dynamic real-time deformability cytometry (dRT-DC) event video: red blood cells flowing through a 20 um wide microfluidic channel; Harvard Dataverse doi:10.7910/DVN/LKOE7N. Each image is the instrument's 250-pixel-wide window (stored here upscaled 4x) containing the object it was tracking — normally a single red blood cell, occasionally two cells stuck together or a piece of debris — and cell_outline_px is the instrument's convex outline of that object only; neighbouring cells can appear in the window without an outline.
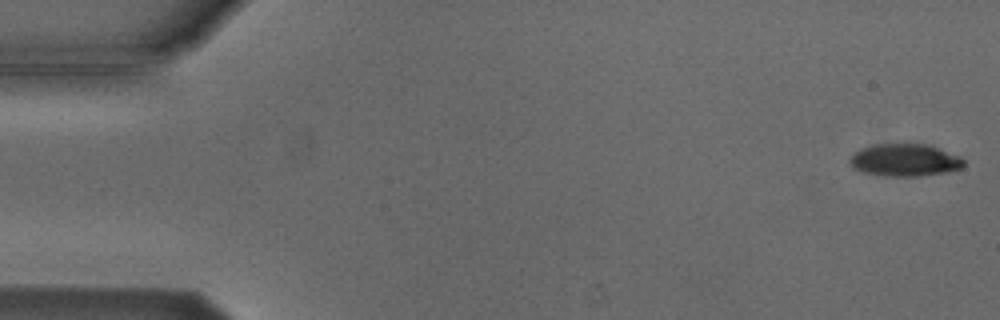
{"species": "Egyptian fruit bat (a non-hibernating species)", "species_latin": "Rousettus aegyptiacus", "temperature_condition": "cold", "stored_images_in_passage": 4, "camera_frame_rate_fps": 3000, "um_per_image_px": 0.085, "animal": {"sex": "male"}, "frame": {"image": 1, "passage_image": 1, "time_ms": 0.0, "image_size_px": [1000, 320], "cell_outline_px": [[964, 168], [948, 172], [920, 176], [892, 176], [864, 172], [852, 168], [848, 160], [860, 148], [872, 144], [924, 144], [960, 156], [964, 160]], "centroid_in_image_um": [76.91, 13.61], "position_along_channel_um": 8.1, "area_um2": 21.44}}